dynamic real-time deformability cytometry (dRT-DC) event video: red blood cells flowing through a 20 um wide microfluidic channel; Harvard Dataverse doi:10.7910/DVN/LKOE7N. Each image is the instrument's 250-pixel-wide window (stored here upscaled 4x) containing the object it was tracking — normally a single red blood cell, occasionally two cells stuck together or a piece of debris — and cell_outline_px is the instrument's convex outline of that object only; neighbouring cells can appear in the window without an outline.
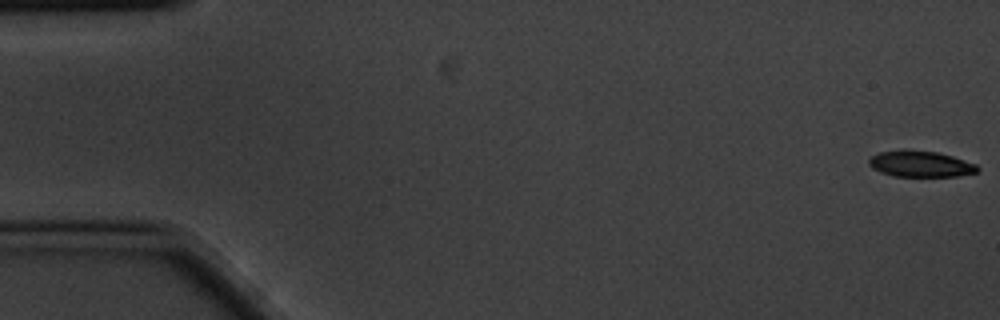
{"species": "common noctule bat (a hibernating species)", "species_latin": "Nyctalus noctula", "temperature_condition": "cold", "stored_images_in_passage": 3, "segment_of_instrument_passage": [2, 2], "camera_frame_rate_fps": 3000, "um_per_image_px": 0.085, "animal": {"sex": "male", "body_mass_g": 20.1, "forearm_length_mm": 53.5}, "frame": {"image": 1, "passage_image": 3, "time_ms": 0.667, "image_size_px": [1000, 320], "cell_outline_px": [[980, 168], [976, 172], [956, 176], [896, 176], [880, 172], [872, 168], [868, 164], [868, 160], [872, 156], [880, 152], [904, 148], [936, 152], [952, 156], [976, 164]], "centroid_in_image_um": [78.2, 13.91], "position_along_channel_um": 6.8, "area_um2": 16.59}}